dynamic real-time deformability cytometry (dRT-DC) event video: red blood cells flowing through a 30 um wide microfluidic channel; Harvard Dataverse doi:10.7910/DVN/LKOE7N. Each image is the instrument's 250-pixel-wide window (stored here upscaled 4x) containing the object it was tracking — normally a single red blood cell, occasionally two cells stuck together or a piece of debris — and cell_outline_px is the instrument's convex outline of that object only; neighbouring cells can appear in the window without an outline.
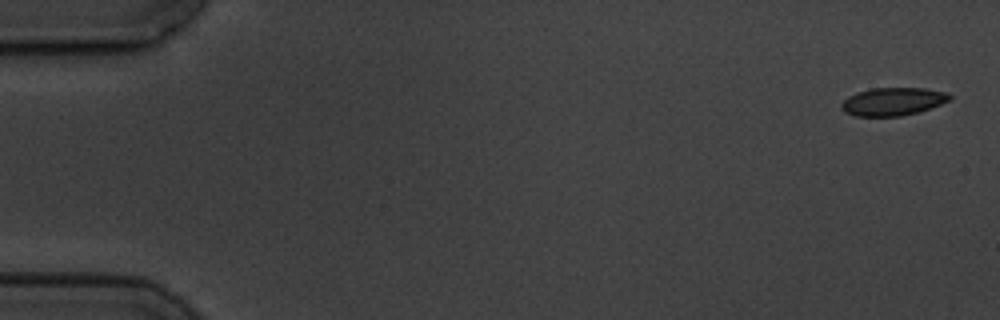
{"species": "common noctule bat (a hibernating species)", "species_latin": "Nyctalus noctula", "temperature_condition": "cold", "stored_images_in_passage": 7, "camera_frame_rate_fps": 3000, "um_per_image_px": 0.085, "animal": {"sex": "male", "body_mass_g": 19.5, "forearm_length_mm": 54.6}, "frame": {"image": 1, "passage_image": 1, "time_ms": 0.0, "image_size_px": [1000, 320], "cell_outline_px": [[952, 96], [948, 100], [940, 104], [916, 112], [900, 116], [856, 116], [844, 112], [840, 108], [840, 104], [848, 96], [856, 92], [872, 88], [924, 88], [948, 92]], "centroid_in_image_um": [75.85, 8.62], "position_along_channel_um": 9.2, "area_um2": 17.57}}
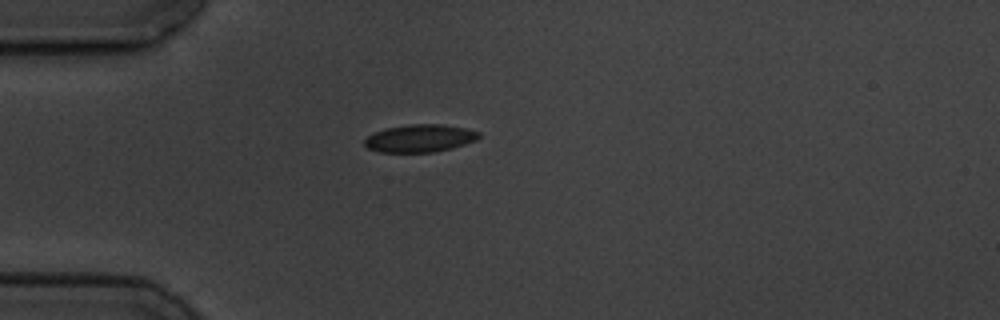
{"frame": {"image": 2, "passage_image": 5, "time_ms": 4.667, "image_size_px": [1000, 320], "cell_outline_px": [[480, 136], [476, 140], [452, 148], [432, 152], [380, 152], [368, 148], [364, 144], [364, 140], [368, 136], [376, 132], [388, 128], [408, 124], [440, 124], [468, 128], [480, 132]], "centroid_in_image_um": [35.71, 11.75], "position_along_channel_um": 49.3, "area_um2": 18.32}}
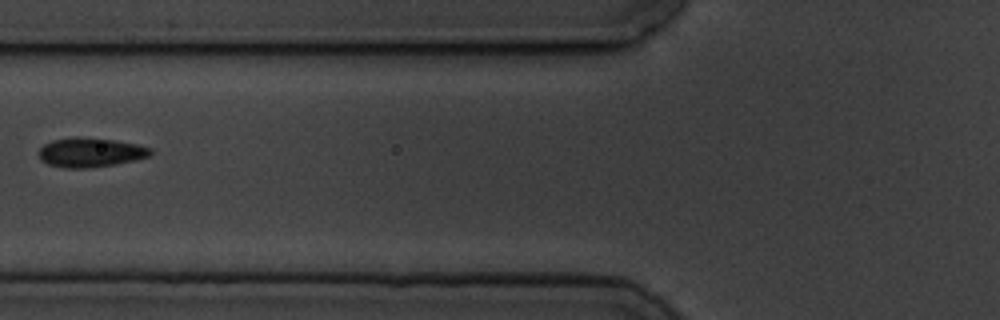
{"frame": {"image": 3, "passage_image": 7, "time_ms": 7.0, "image_size_px": [1000, 320], "cell_outline_px": [[152, 152], [148, 156], [136, 160], [116, 164], [88, 168], [64, 168], [48, 164], [40, 160], [40, 148], [44, 144], [52, 140], [76, 136], [116, 140], [136, 144], [152, 148]], "centroid_in_image_um": [7.68, 12.95], "position_along_channel_um": 118.1, "area_um2": 19.19}}